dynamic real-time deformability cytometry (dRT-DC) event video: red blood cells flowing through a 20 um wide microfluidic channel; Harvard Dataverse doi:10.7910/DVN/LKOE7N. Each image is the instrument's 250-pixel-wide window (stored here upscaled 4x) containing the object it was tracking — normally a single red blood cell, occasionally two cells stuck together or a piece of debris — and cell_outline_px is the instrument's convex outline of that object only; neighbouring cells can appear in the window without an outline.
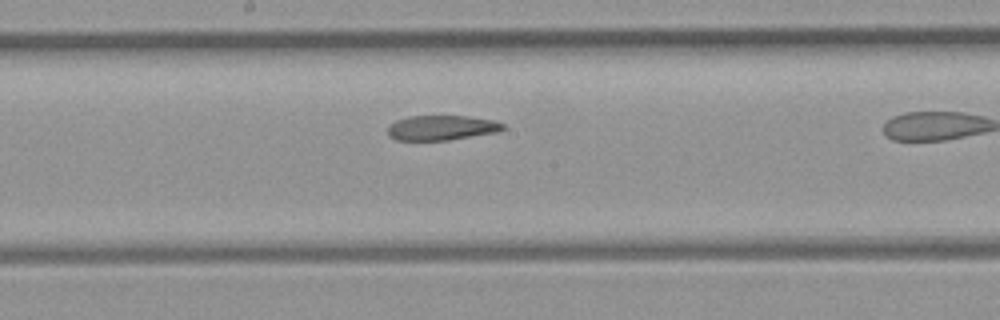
{"species": "common noctule bat (a hibernating species)", "species_latin": "Nyctalus noctula", "temperature_condition": "room temperature", "stored_images_in_passage": 19, "camera_frame_rate_fps": 3000, "um_per_image_px": 0.085, "animal": {"sex": "female", "body_mass_g": 21.9}, "frame": {"image": 1, "passage_image": 11, "time_ms": 3.333, "image_size_px": [1000, 320], "cell_outline_px": [[504, 128], [500, 132], [448, 140], [396, 140], [388, 136], [388, 128], [396, 120], [408, 116], [468, 116], [496, 120], [504, 124]], "centroid_in_image_um": [37.57, 10.86], "position_along_channel_um": 210.6, "area_um2": 16.82}}
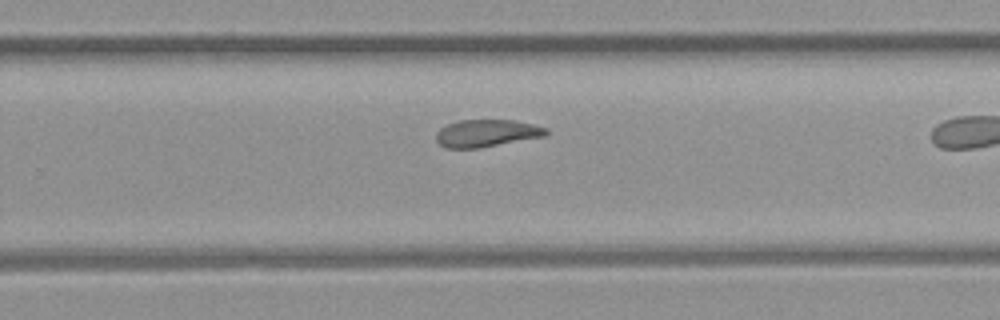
{"frame": {"image": 2, "passage_image": 16, "time_ms": 5.0, "image_size_px": [1000, 320], "cell_outline_px": [[548, 136], [480, 148], [444, 148], [436, 140], [436, 132], [440, 128], [456, 120], [516, 120], [548, 128]], "centroid_in_image_um": [41.39, 11.32], "position_along_channel_um": 288.4, "area_um2": 17.8}}